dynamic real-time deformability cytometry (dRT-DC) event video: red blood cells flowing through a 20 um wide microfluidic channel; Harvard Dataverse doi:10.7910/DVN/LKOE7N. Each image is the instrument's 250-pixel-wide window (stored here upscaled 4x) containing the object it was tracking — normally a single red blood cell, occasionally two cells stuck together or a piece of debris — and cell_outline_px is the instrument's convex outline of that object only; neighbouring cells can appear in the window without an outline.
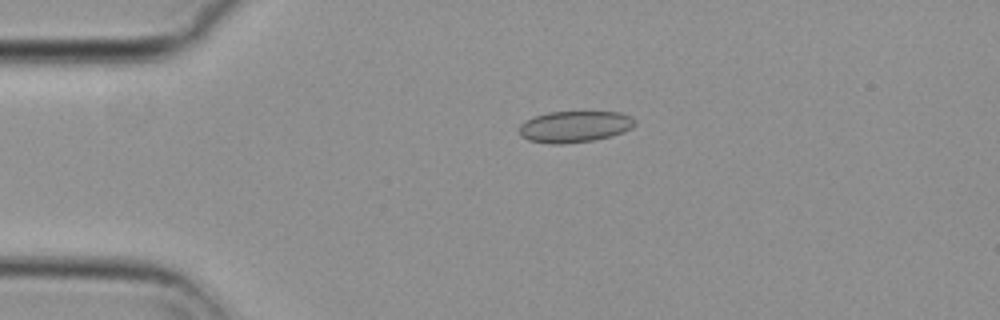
{"species": "common noctule bat (a hibernating species)", "species_latin": "Nyctalus noctula", "temperature_condition": "cold", "stored_images_in_passage": 18, "camera_frame_rate_fps": 3000, "um_per_image_px": 0.085, "animal": {"sex": "female", "body_mass_g": 29.2, "forearm_length_mm": 56.3}, "frame": {"image": 1, "passage_image": 4, "time_ms": 1.0, "image_size_px": [1000, 320], "cell_outline_px": [[636, 124], [632, 128], [612, 136], [592, 140], [560, 144], [552, 144], [528, 140], [520, 136], [520, 124], [536, 116], [548, 112], [620, 112], [636, 120]], "centroid_in_image_um": [48.86, 10.76], "position_along_channel_um": 36.1, "area_um2": 20.98}}
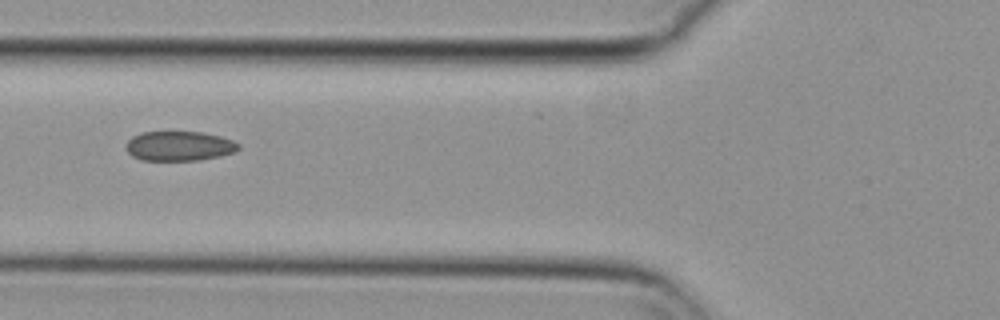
{"frame": {"image": 2, "passage_image": 13, "time_ms": 4.0, "image_size_px": [1000, 320], "cell_outline_px": [[240, 148], [236, 152], [220, 156], [200, 160], [140, 160], [132, 156], [128, 152], [128, 140], [132, 136], [140, 132], [204, 132], [220, 136], [232, 140], [240, 144]], "centroid_in_image_um": [15.27, 12.41], "position_along_channel_um": 110.5, "area_um2": 19.48}}
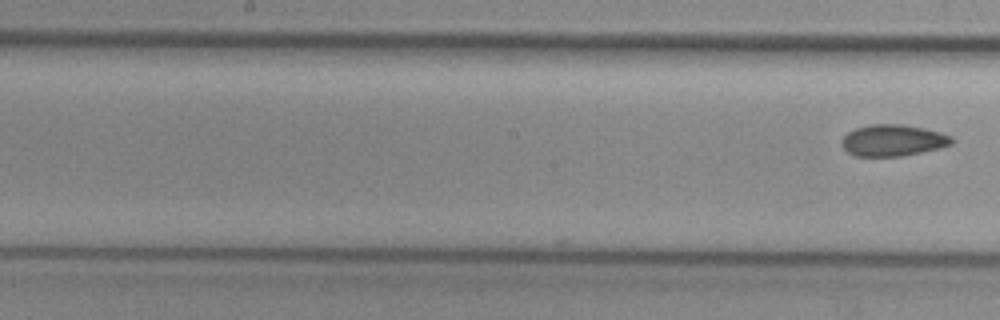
{"frame": {"image": 3, "passage_image": 18, "time_ms": 5.667, "image_size_px": [1000, 320], "cell_outline_px": [[952, 144], [940, 148], [900, 156], [856, 156], [848, 152], [844, 148], [844, 136], [848, 132], [856, 128], [872, 124], [900, 124], [924, 128], [940, 132], [952, 136]], "centroid_in_image_um": [75.93, 11.92], "position_along_channel_um": 172.3, "area_um2": 19.88}}